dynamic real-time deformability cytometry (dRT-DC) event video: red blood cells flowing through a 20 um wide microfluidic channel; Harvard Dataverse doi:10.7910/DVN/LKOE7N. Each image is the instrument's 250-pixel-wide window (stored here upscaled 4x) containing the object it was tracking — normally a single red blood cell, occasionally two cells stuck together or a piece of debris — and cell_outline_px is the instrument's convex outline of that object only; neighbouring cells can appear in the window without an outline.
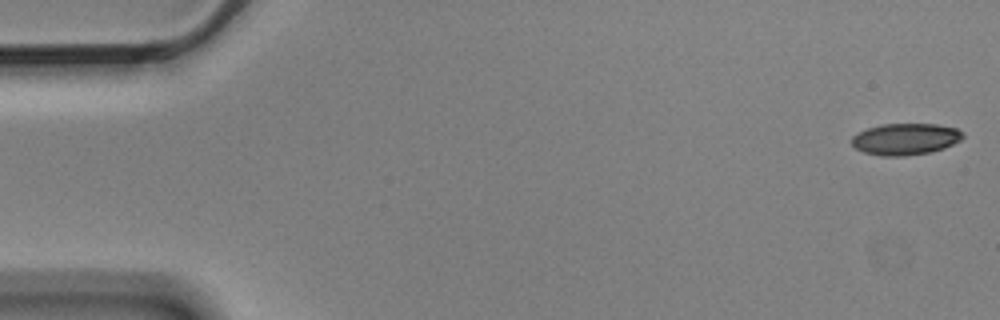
{"species": "Egyptian fruit bat (a non-hibernating species)", "species_latin": "Rousettus aegyptiacus", "temperature_condition": "cold", "stored_images_in_passage": 4, "camera_frame_rate_fps": 3000, "um_per_image_px": 0.085, "animal": {"sex": "male"}, "frame": {"image": 1, "passage_image": 1, "time_ms": 0.0, "image_size_px": [1000, 320], "cell_outline_px": [[964, 136], [960, 140], [944, 148], [932, 152], [904, 156], [880, 156], [864, 152], [856, 148], [852, 144], [852, 136], [868, 128], [880, 124], [936, 124], [956, 128], [964, 132]], "centroid_in_image_um": [76.98, 11.82], "position_along_channel_um": 8.0, "area_um2": 20.46}}
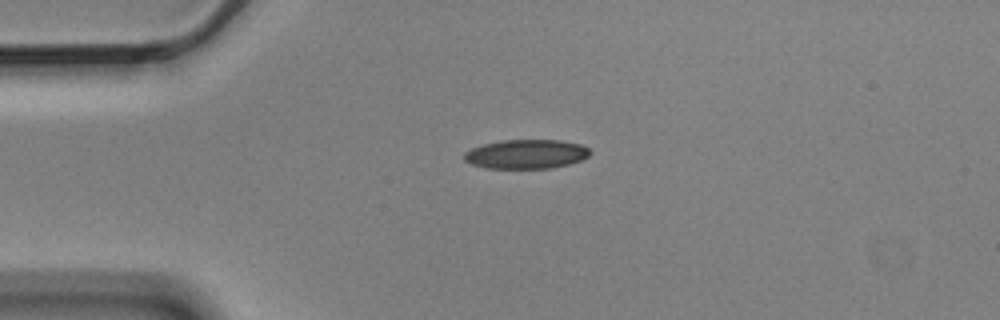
{"frame": {"image": 2, "passage_image": 4, "time_ms": 1.0, "image_size_px": [1000, 320], "cell_outline_px": [[592, 152], [588, 156], [580, 160], [568, 164], [552, 168], [488, 168], [472, 164], [464, 160], [464, 152], [472, 148], [484, 144], [504, 140], [560, 140], [580, 144], [588, 148]], "centroid_in_image_um": [44.74, 13.09], "position_along_channel_um": 40.3, "area_um2": 21.27}}